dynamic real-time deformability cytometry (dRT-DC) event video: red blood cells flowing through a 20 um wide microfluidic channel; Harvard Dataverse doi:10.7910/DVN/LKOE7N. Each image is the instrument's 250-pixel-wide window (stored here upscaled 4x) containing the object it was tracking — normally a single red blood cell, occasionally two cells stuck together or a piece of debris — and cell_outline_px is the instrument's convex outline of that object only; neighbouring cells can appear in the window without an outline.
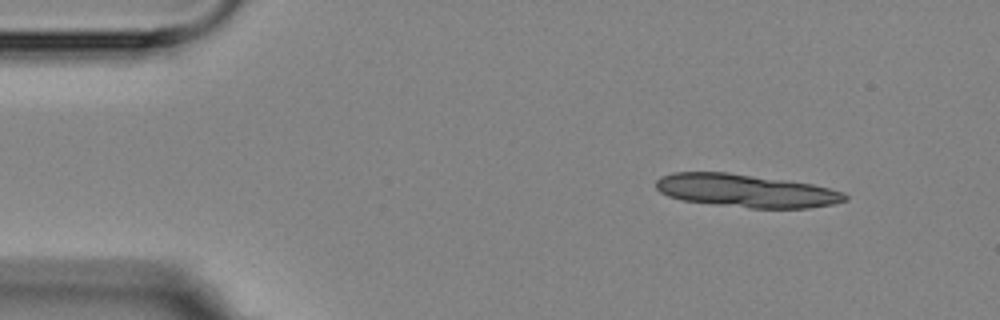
{"species": "Egyptian fruit bat (a non-hibernating species)", "species_latin": "Rousettus aegyptiacus", "temperature_condition": "room temperature", "stored_images_in_passage": 4, "camera_frame_rate_fps": 3000, "um_per_image_px": 0.085, "animal": {"sex": "female"}, "frame": {"image": 1, "passage_image": 1, "time_ms": 0.0, "image_size_px": [1000, 320], "cell_outline_px": [[848, 200], [832, 204], [808, 208], [748, 208], [684, 200], [668, 196], [660, 192], [656, 188], [656, 180], [660, 176], [672, 172], [728, 172], [812, 184], [844, 192], [848, 196]], "centroid_in_image_um": [63.4, 16.21], "position_along_channel_um": 21.6, "area_um2": 36.24}}